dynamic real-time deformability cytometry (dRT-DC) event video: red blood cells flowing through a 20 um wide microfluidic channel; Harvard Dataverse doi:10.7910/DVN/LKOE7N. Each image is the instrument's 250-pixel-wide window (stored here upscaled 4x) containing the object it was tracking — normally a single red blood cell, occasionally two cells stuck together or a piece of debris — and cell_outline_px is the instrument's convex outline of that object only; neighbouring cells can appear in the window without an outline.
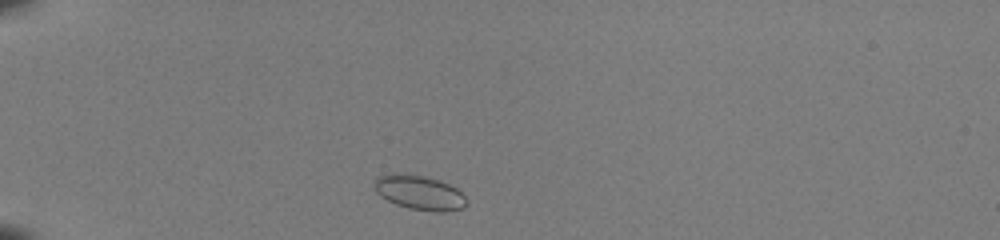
{"species": "common noctule bat (a hibernating species)", "species_latin": "Nyctalus noctula", "temperature_condition": "room temperature", "stored_images_in_passage": 38, "camera_frame_rate_fps": 3000, "um_per_image_px": 0.085, "animal": {"sex": "female", "body_mass_g": 22.0, "forearm_length_mm": 56.7}, "frame": {"image": 1, "passage_image": 2, "time_ms": 0.333, "image_size_px": [1000, 240], "cell_outline_px": [[464, 208], [444, 212], [436, 212], [408, 208], [396, 204], [380, 196], [376, 192], [372, 184], [380, 176], [392, 172], [400, 172], [440, 180], [456, 188], [464, 196]], "centroid_in_image_um": [35.6, 16.36], "position_along_channel_um": 49.4, "area_um2": 18.44}}
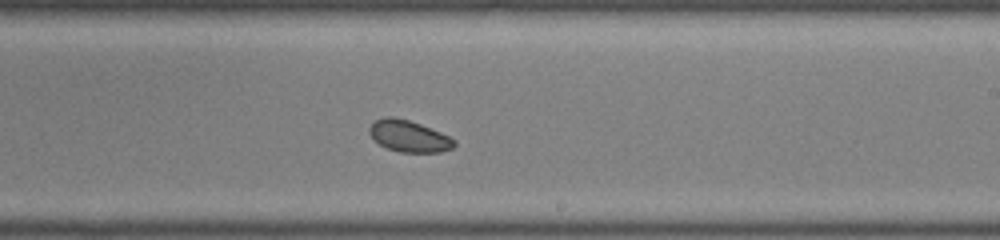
{"frame": {"image": 2, "passage_image": 20, "time_ms": 6.333, "image_size_px": [1000, 240], "cell_outline_px": [[456, 144], [452, 148], [440, 152], [400, 152], [388, 148], [380, 144], [368, 132], [368, 128], [376, 120], [388, 116], [392, 116], [408, 120], [420, 124], [440, 132], [456, 140]], "centroid_in_image_um": [34.77, 11.57], "position_along_channel_um": 254.2, "area_um2": 15.37}}
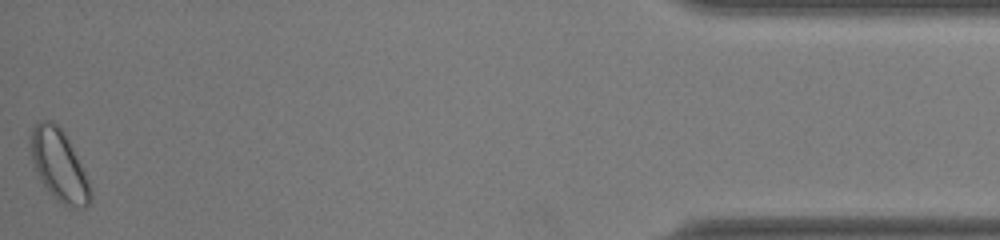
{"frame": {"image": 3, "passage_image": 38, "time_ms": 12.333, "image_size_px": [1000, 240], "cell_outline_px": [[92, 196], [88, 204], [84, 208], [76, 208], [64, 204], [40, 180], [32, 160], [32, 128], [40, 120], [48, 120], [56, 124], [64, 132], [92, 188]], "centroid_in_image_um": [5.04, 14.05], "position_along_channel_um": 430.2, "area_um2": 23.81}, "authors_computed_cell_mechanics": {"area_um2": 16.7909, "velocity_mm_per_s": 4.0343, "shape_relaxation_time_tau1_ms": null, "shape_relaxation_time_tau2_ms": 3.6514, "deformation_change_tau1": null, "deformation_change_tau2": 0.0495}}